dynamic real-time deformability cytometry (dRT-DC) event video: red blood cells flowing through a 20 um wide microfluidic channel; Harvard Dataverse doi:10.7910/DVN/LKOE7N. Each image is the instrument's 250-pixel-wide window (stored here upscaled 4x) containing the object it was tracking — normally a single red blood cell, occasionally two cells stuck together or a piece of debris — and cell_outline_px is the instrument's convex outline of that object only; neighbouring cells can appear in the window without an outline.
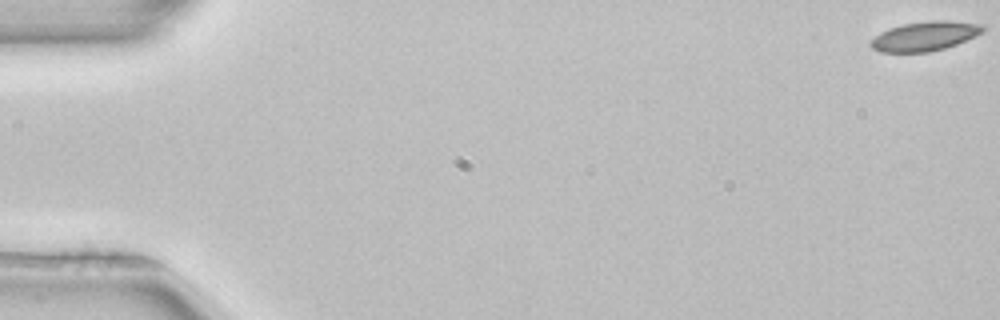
{"species": "common noctule bat (a hibernating species)", "species_latin": "Nyctalus noctula", "temperature_condition": "room temperature", "stored_images_in_passage": 53, "camera_frame_rate_fps": 3000, "um_per_image_px": 0.085, "animal": {"sex": "female", "body_mass_g": 22.7, "forearm_length_mm": 54.2}, "frame": {"image": 1, "passage_image": 1, "time_ms": 0.0, "image_size_px": [1000, 320], "cell_outline_px": [[984, 28], [980, 32], [956, 44], [944, 48], [928, 52], [880, 52], [872, 48], [868, 44], [880, 32], [888, 28], [904, 24], [932, 20], [944, 20], [984, 24]], "centroid_in_image_um": [78.55, 3.07], "position_along_channel_um": 6.4, "area_um2": 18.9}}
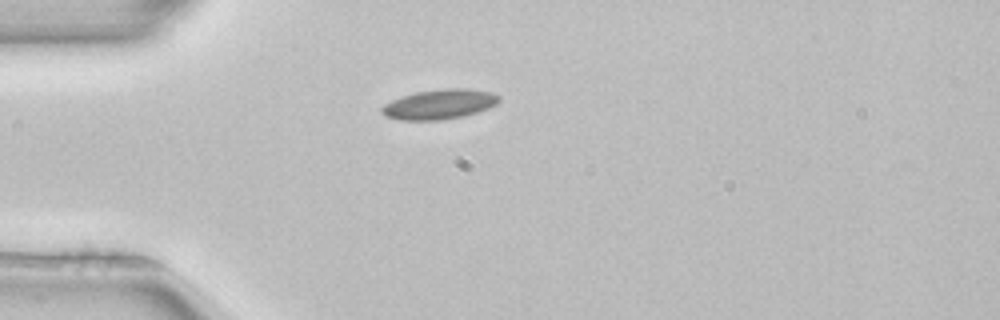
{"frame": {"image": 2, "passage_image": 15, "time_ms": 4.667, "image_size_px": [1000, 320], "cell_outline_px": [[500, 100], [496, 104], [488, 108], [464, 116], [440, 120], [400, 120], [384, 116], [380, 112], [380, 108], [384, 104], [392, 100], [416, 92], [444, 88], [468, 88], [492, 92], [500, 96]], "centroid_in_image_um": [37.35, 8.86], "position_along_channel_um": 47.7, "area_um2": 20.46}}
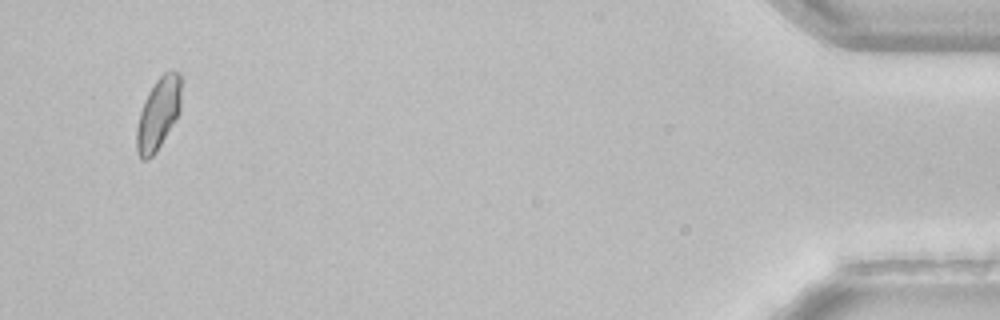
{"frame": {"image": 3, "passage_image": 51, "time_ms": 16.667, "image_size_px": [1000, 320], "cell_outline_px": [[180, 112], [156, 152], [148, 160], [140, 160], [136, 152], [136, 128], [140, 112], [144, 100], [148, 92], [156, 80], [164, 72], [180, 72]], "centroid_in_image_um": [13.42, 9.71], "position_along_channel_um": 421.8, "area_um2": 18.67}, "authors_computed_cell_mechanics": {"area_um2": 18.9006, "velocity_mm_per_s": 3.9408, "shape_relaxation_time_tau1_ms": 3.8462, "shape_relaxation_time_tau2_ms": null, "deformation_change_tau1": 0.0582, "deformation_change_tau2": null}}